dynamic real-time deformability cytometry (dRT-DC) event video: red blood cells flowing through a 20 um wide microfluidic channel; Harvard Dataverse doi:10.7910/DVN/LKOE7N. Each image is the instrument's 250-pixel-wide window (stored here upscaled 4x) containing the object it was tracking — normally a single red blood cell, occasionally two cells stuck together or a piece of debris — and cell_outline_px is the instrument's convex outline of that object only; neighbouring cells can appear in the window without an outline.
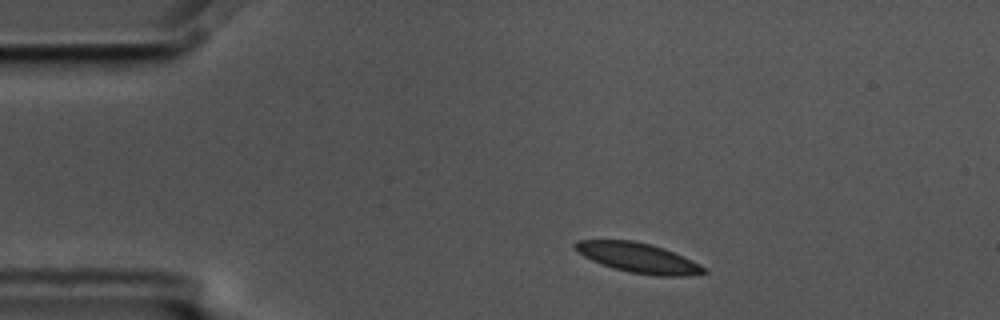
{"species": "common noctule bat (a hibernating species)", "species_latin": "Nyctalus noctula", "temperature_condition": "cold", "stored_images_in_passage": 3, "camera_frame_rate_fps": 3000, "um_per_image_px": 0.085, "animal": {"sex": "male", "body_mass_g": 17.5, "forearm_length_mm": 52.3}, "frame": {"image": 1, "passage_image": 1, "time_ms": 0.0, "image_size_px": [1000, 320], "cell_outline_px": [[708, 272], [684, 276], [660, 276], [628, 272], [612, 268], [600, 264], [584, 256], [572, 244], [576, 240], [632, 240], [652, 244], [664, 248], [700, 264]], "centroid_in_image_um": [54.23, 21.91], "position_along_channel_um": 30.8, "area_um2": 22.25}}
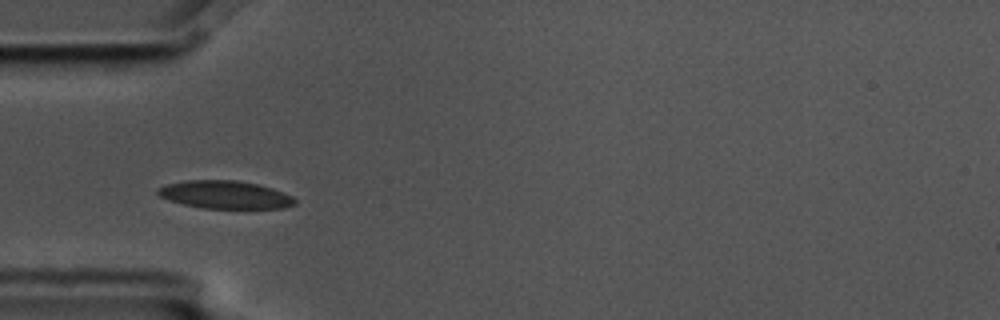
{"frame": {"image": 2, "passage_image": 3, "time_ms": 0.667, "image_size_px": [1000, 320], "cell_outline_px": [[296, 204], [284, 208], [204, 208], [184, 204], [168, 200], [160, 196], [156, 192], [156, 188], [168, 184], [184, 180], [236, 180], [256, 184], [272, 188], [292, 196], [296, 200]], "centroid_in_image_um": [19.12, 16.55], "position_along_channel_um": 65.9, "area_um2": 22.2}}